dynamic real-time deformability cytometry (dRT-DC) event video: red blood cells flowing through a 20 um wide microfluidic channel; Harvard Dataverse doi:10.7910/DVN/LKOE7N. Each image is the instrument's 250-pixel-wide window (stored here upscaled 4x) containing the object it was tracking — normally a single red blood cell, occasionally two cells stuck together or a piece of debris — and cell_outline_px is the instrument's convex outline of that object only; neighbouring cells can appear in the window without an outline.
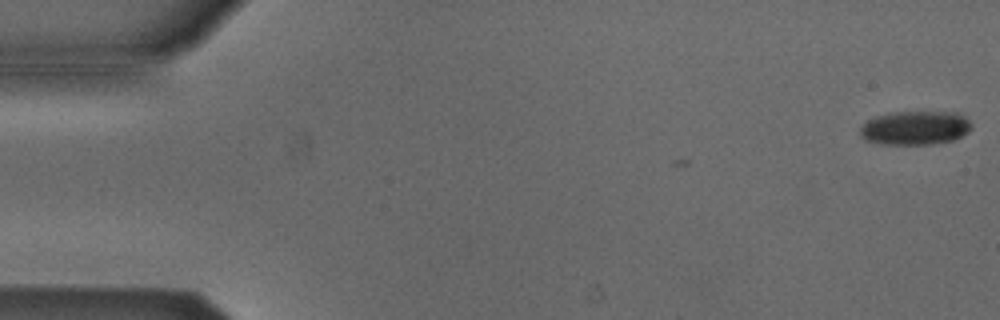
{"species": "Egyptian fruit bat (a non-hibernating species)", "species_latin": "Rousettus aegyptiacus", "temperature_condition": "cold", "stored_images_in_passage": 6, "camera_frame_rate_fps": 3000, "um_per_image_px": 0.085, "animal": {"sex": "male"}, "frame": {"image": 1, "passage_image": 1, "time_ms": 0.0, "image_size_px": [1000, 320], "cell_outline_px": [[972, 128], [968, 132], [952, 140], [932, 144], [880, 144], [868, 140], [860, 136], [860, 128], [868, 120], [876, 116], [896, 112], [956, 112], [964, 116], [972, 124]], "centroid_in_image_um": [77.8, 10.87], "position_along_channel_um": 7.2, "area_um2": 21.85}}